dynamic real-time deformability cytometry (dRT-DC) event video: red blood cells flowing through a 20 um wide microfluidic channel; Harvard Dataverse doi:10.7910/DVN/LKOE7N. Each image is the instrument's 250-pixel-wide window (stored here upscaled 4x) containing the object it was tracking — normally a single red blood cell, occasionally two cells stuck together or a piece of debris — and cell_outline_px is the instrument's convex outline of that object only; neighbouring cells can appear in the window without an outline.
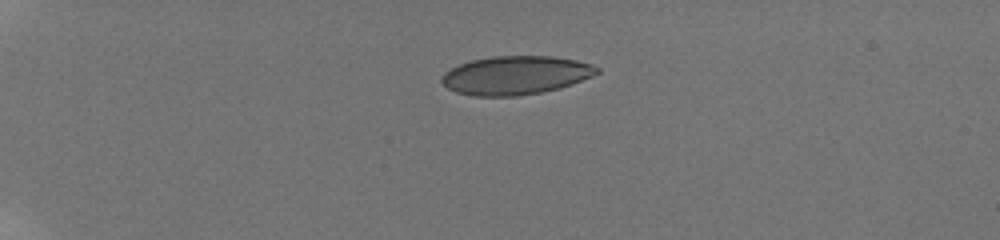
{"species": "human", "species_latin": "Homo sapiens", "temperature_condition": "room temperature", "stored_images_in_passage": 15, "camera_frame_rate_fps": 3000, "um_per_image_px": 0.085, "donor": {"sex": "male"}, "frame": {"image": 1, "passage_image": 1, "time_ms": 0.0, "image_size_px": [1000, 240], "cell_outline_px": [[600, 72], [592, 76], [572, 84], [560, 88], [540, 92], [516, 96], [472, 96], [456, 92], [448, 88], [440, 80], [440, 76], [444, 72], [460, 64], [472, 60], [492, 56], [552, 56], [576, 60], [592, 64], [600, 68]], "centroid_in_image_um": [43.83, 6.39], "position_along_channel_um": 41.2, "area_um2": 34.97}}
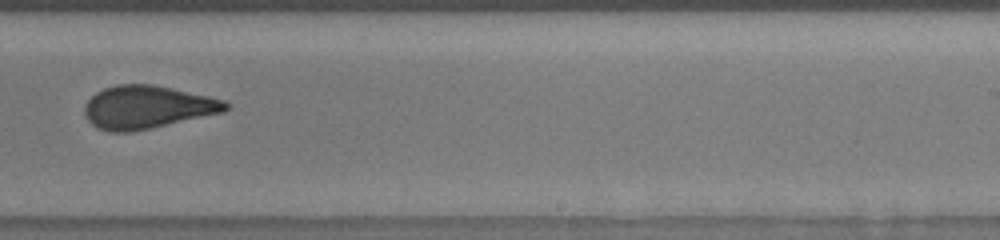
{"frame": {"image": 2, "passage_image": 9, "time_ms": 8.0, "image_size_px": [1000, 240], "cell_outline_px": [[232, 108], [224, 112], [152, 128], [132, 132], [108, 132], [96, 128], [84, 116], [84, 104], [96, 92], [104, 88], [116, 84], [152, 84], [208, 96], [224, 100], [232, 104]], "centroid_in_image_um": [12.52, 9.12], "position_along_channel_um": 276.5, "area_um2": 35.66}}
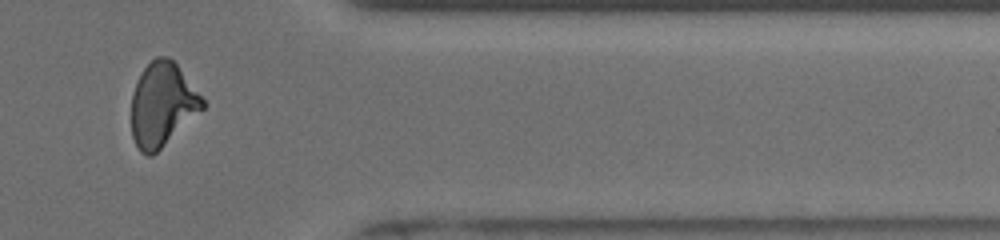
{"frame": {"image": 3, "passage_image": 13, "time_ms": 11.333, "image_size_px": [1000, 240], "cell_outline_px": [[204, 108], [152, 156], [148, 156], [140, 152], [132, 136], [132, 92], [144, 68], [156, 56], [168, 56], [176, 64], [204, 100]], "centroid_in_image_um": [13.78, 8.89], "position_along_channel_um": 397.6, "area_um2": 34.1}, "authors_computed_cell_mechanics": {"area_um2": 35.2002, "velocity_mm_per_s": 3.8951, "shape_relaxation_time_tau1_ms": null, "shape_relaxation_time_tau2_ms": 0.9333, "deformation_change_tau1": null, "deformation_change_tau2": 0.0484}}